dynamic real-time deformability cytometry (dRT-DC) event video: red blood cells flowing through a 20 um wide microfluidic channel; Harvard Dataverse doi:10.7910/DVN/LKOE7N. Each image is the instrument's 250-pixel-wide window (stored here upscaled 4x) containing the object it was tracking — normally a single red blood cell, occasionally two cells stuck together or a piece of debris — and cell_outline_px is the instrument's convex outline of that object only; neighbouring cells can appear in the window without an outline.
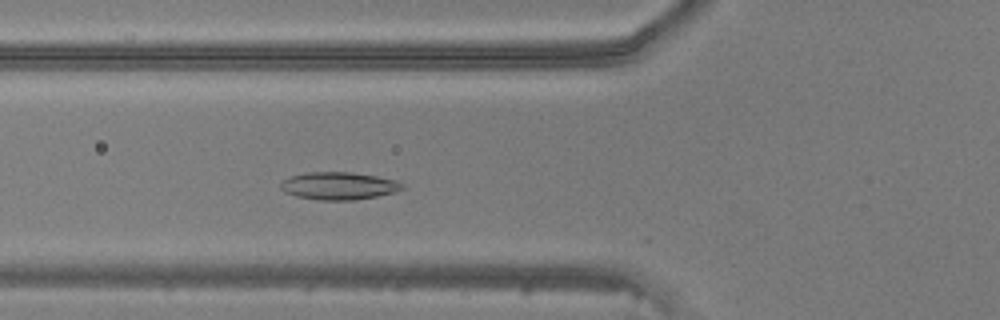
{"species": "common noctule bat (a hibernating species)", "species_latin": "Nyctalus noctula", "temperature_condition": "warm", "stored_images_in_passage": 34, "camera_frame_rate_fps": 3000, "um_per_image_px": 0.085, "animal": {"sex": "male", "body_mass_g": 20.5, "forearm_length_mm": 52.5}, "frame": {"image": 1, "passage_image": 4, "time_ms": 1.0, "image_size_px": [1000, 320], "cell_outline_px": [[404, 188], [396, 192], [376, 196], [352, 200], [320, 200], [296, 196], [284, 192], [280, 188], [280, 184], [284, 180], [292, 176], [308, 172], [352, 172], [376, 176], [396, 180], [404, 184]], "centroid_in_image_um": [28.81, 15.8], "position_along_channel_um": 97.0, "area_um2": 19.48}}
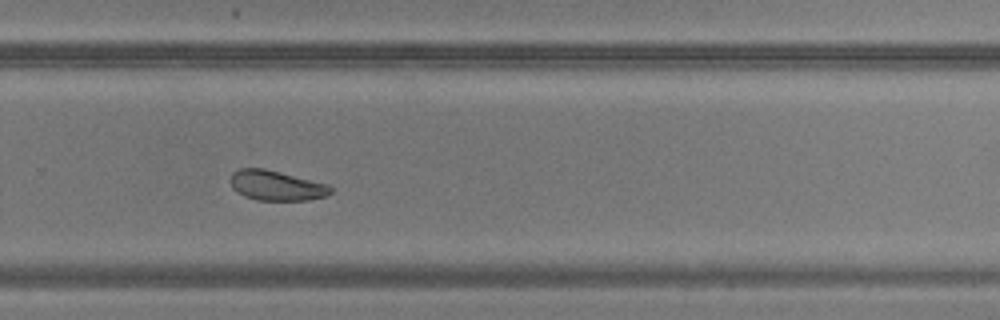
{"frame": {"image": 2, "passage_image": 19, "time_ms": 6.0, "image_size_px": [1000, 320], "cell_outline_px": [[332, 192], [324, 196], [308, 200], [256, 200], [244, 196], [236, 192], [232, 188], [228, 180], [232, 172], [240, 168], [264, 168], [328, 184], [332, 188]], "centroid_in_image_um": [23.43, 15.76], "position_along_channel_um": 306.4, "area_um2": 17.63}}
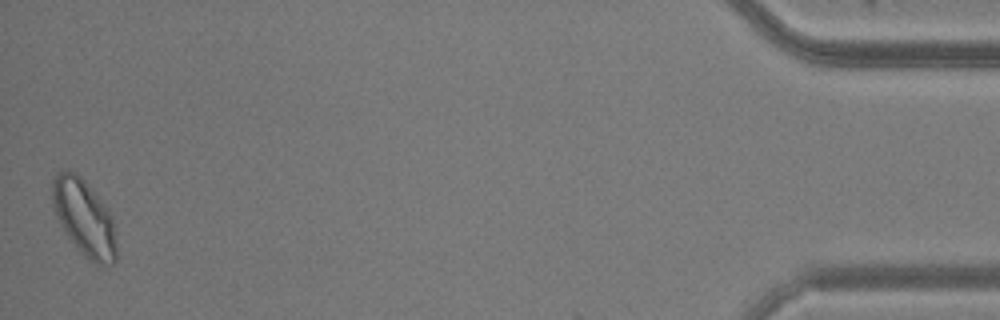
{"frame": {"image": 3, "passage_image": 34, "time_ms": 11.0, "image_size_px": [1000, 320], "cell_outline_px": [[116, 260], [112, 264], [96, 264], [84, 256], [80, 252], [68, 236], [56, 216], [52, 204], [52, 180], [56, 172], [68, 168], [76, 172], [88, 184], [108, 208], [112, 216], [116, 244]], "centroid_in_image_um": [7.14, 18.46], "position_along_channel_um": 428.1, "area_um2": 28.61}}